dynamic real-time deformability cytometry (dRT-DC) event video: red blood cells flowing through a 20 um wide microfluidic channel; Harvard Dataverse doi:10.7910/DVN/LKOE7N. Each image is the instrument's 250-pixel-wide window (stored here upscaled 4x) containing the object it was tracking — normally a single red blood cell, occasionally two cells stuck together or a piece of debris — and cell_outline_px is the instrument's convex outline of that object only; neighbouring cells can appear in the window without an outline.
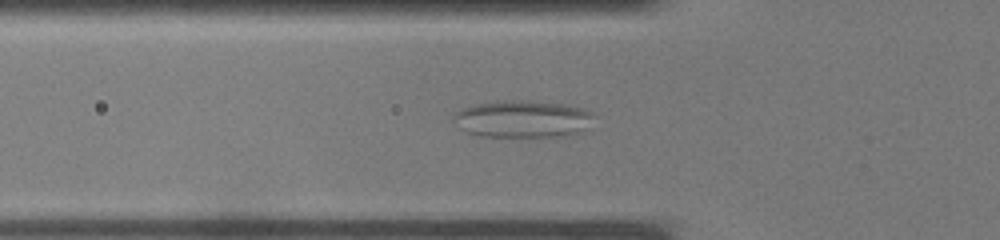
{"species": "common noctule bat (a hibernating species)", "species_latin": "Nyctalus noctula", "temperature_condition": "warm", "stored_images_in_passage": 27, "camera_frame_rate_fps": 3000, "um_per_image_px": 0.085, "animal": {"sex": "male", "body_mass_g": 19.0, "forearm_length_mm": 50.8}, "frame": {"image": 1, "passage_image": 6, "time_ms": 1.667, "image_size_px": [1000, 240], "cell_outline_px": [[592, 116], [584, 128], [580, 132], [564, 136], [476, 136], [460, 128], [452, 120], [452, 116], [456, 112], [464, 108], [476, 104], [496, 100], [524, 100], [564, 104], [584, 108], [592, 112]], "centroid_in_image_um": [44.36, 10.1], "position_along_channel_um": 81.4, "area_um2": 30.23}}
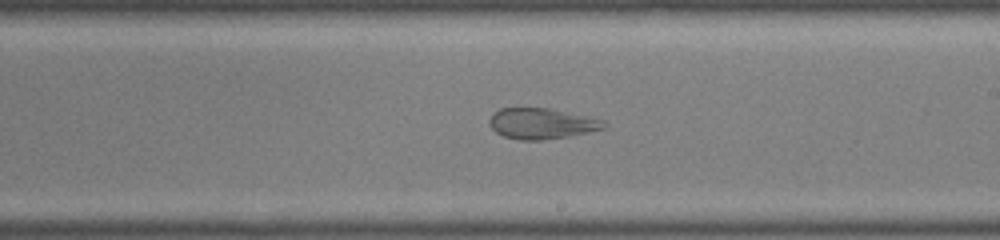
{"frame": {"image": 2, "passage_image": 15, "time_ms": 4.667, "image_size_px": [1000, 240], "cell_outline_px": [[608, 124], [604, 128], [588, 132], [568, 136], [540, 140], [520, 140], [504, 136], [496, 132], [492, 128], [488, 120], [492, 112], [500, 108], [552, 108], [604, 120]], "centroid_in_image_um": [46.03, 10.49], "position_along_channel_um": 243.0, "area_um2": 20.58}}
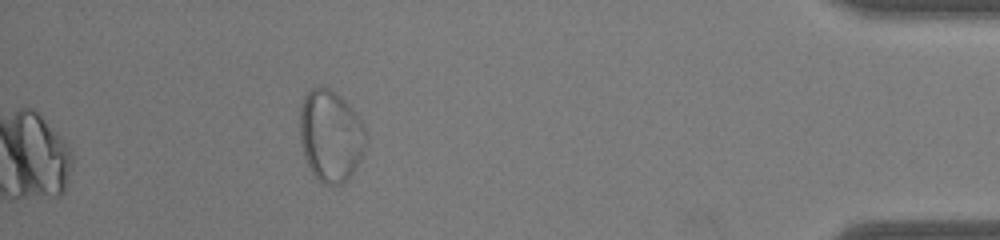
{"frame": {"image": 3, "passage_image": 27, "time_ms": 8.667, "image_size_px": [1000, 240], "cell_outline_px": [[364, 148], [356, 168], [348, 180], [344, 184], [324, 184], [312, 172], [304, 156], [300, 140], [300, 108], [304, 96], [312, 88], [328, 88], [340, 96], [352, 108], [360, 120], [364, 128]], "centroid_in_image_um": [28.08, 11.56], "position_along_channel_um": 407.1, "area_um2": 34.8}}